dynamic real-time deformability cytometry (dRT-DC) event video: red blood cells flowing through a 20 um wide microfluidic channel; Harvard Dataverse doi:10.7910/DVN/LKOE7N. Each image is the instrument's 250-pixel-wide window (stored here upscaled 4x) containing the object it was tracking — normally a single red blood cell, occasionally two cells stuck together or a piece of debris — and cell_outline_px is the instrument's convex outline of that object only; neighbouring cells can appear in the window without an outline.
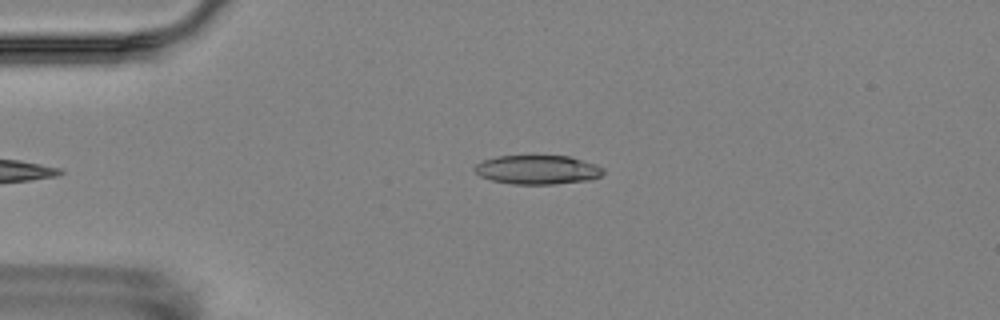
{"species": "Egyptian fruit bat (a non-hibernating species)", "species_latin": "Rousettus aegyptiacus", "temperature_condition": "room temperature", "stored_images_in_passage": 5, "camera_frame_rate_fps": 3000, "um_per_image_px": 0.085, "animal": {"sex": "female"}, "frame": {"image": 1, "passage_image": 5, "time_ms": 5.667, "image_size_px": [1000, 320], "cell_outline_px": [[604, 172], [600, 176], [588, 180], [552, 184], [512, 184], [492, 180], [480, 176], [472, 168], [476, 164], [484, 160], [496, 156], [568, 156], [596, 164], [604, 168]], "centroid_in_image_um": [45.68, 14.42], "position_along_channel_um": 39.3, "area_um2": 21.68}}